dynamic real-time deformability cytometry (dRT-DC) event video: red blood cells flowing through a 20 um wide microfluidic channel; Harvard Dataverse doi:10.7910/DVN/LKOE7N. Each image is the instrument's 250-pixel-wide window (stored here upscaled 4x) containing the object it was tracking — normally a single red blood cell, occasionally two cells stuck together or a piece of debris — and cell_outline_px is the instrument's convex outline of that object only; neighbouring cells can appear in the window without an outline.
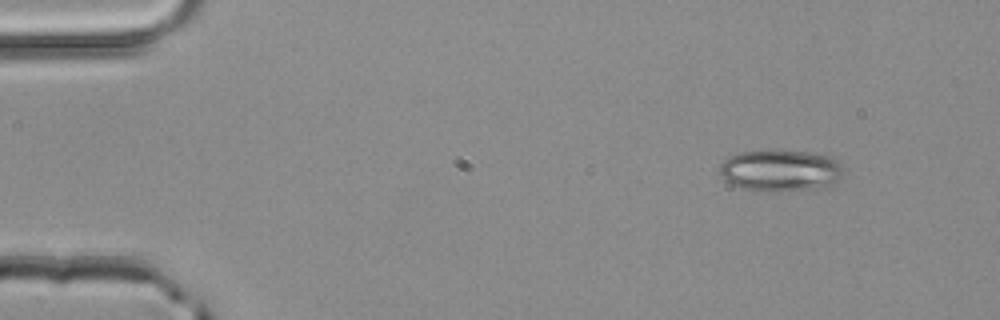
{"species": "common noctule bat (a hibernating species)", "species_latin": "Nyctalus noctula", "temperature_condition": "room temperature", "stored_images_in_passage": 3, "camera_frame_rate_fps": 3000, "um_per_image_px": 0.085, "animal": {"sex": "male", "body_mass_g": 20.4}, "frame": {"image": 1, "passage_image": 1, "time_ms": 0.0, "image_size_px": [1000, 320], "cell_outline_px": [[844, 176], [840, 180], [824, 188], [740, 188], [724, 180], [720, 176], [720, 164], [728, 156], [740, 152], [764, 148], [776, 148], [812, 152], [828, 156], [836, 160], [844, 168]], "centroid_in_image_um": [66.35, 14.4], "position_along_channel_um": 18.6, "area_um2": 30.06}}